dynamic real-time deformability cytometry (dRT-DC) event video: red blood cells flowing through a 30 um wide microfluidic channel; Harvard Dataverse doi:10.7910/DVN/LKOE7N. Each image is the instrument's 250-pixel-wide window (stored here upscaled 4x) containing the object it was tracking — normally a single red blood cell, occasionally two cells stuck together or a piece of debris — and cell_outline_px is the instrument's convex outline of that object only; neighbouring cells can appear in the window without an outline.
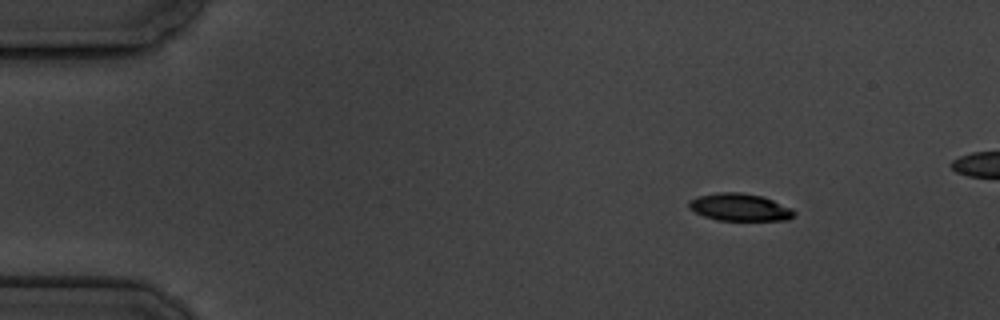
{"species": "common noctule bat (a hibernating species)", "species_latin": "Nyctalus noctula", "temperature_condition": "cold", "stored_images_in_passage": 5, "camera_frame_rate_fps": 3000, "um_per_image_px": 0.085, "animal": {"sex": "male", "body_mass_g": 19.5, "forearm_length_mm": 54.6}, "frame": {"image": 1, "passage_image": 1, "time_ms": 0.0, "image_size_px": [1000, 320], "cell_outline_px": [[796, 212], [788, 220], [716, 220], [704, 216], [688, 208], [688, 200], [696, 196], [716, 192], [740, 192], [764, 196], [792, 208]], "centroid_in_image_um": [62.85, 17.6], "position_along_channel_um": 22.1, "area_um2": 16.99}}